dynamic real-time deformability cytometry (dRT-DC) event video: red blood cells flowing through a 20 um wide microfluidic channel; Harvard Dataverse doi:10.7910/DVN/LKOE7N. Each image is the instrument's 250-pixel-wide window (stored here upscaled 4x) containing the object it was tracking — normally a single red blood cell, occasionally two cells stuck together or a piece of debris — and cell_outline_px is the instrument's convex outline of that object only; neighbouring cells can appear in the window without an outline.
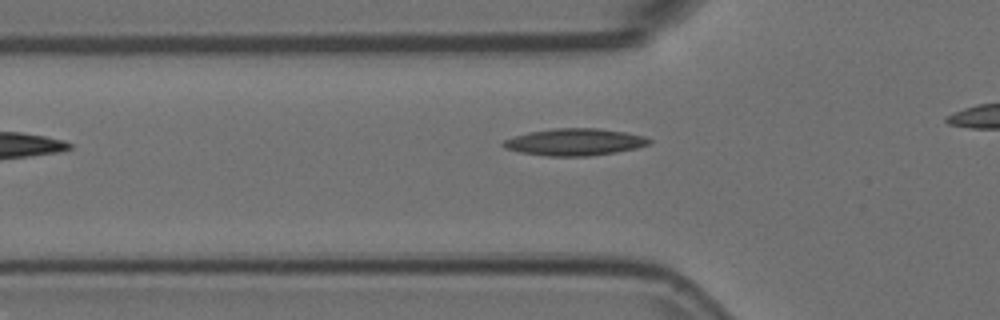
{"species": "Egyptian fruit bat (a non-hibernating species)", "species_latin": "Rousettus aegyptiacus", "temperature_condition": "room temperature", "stored_images_in_passage": 4, "camera_frame_rate_fps": 3000, "um_per_image_px": 0.085, "animal": {"sex": "female"}, "frame": {"image": 1, "passage_image": 2, "time_ms": 0.333, "image_size_px": [1000, 320], "cell_outline_px": [[652, 140], [648, 144], [636, 148], [616, 152], [588, 156], [548, 156], [520, 152], [504, 148], [500, 144], [504, 140], [528, 132], [556, 128], [596, 128], [624, 132], [644, 136]], "centroid_in_image_um": [48.83, 12.07], "position_along_channel_um": 77.0, "area_um2": 22.77}}